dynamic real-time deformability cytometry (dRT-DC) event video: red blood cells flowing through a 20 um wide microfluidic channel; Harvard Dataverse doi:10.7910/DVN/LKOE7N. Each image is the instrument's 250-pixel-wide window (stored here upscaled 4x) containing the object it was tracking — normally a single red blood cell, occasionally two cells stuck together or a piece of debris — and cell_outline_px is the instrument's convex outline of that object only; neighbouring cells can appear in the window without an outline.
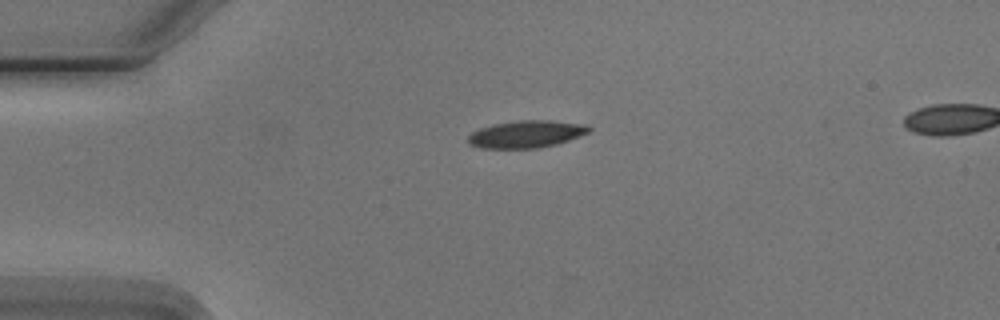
{"species": "Egyptian fruit bat (a non-hibernating species)", "species_latin": "Rousettus aegyptiacus", "temperature_condition": "cold", "stored_images_in_passage": 3, "camera_frame_rate_fps": 3000, "um_per_image_px": 0.085, "animal": {"sex": "male"}, "frame": {"image": 1, "passage_image": 1, "time_ms": 0.0, "image_size_px": [1000, 320], "cell_outline_px": [[592, 128], [588, 132], [568, 140], [556, 144], [540, 148], [480, 148], [468, 144], [468, 136], [472, 132], [480, 128], [492, 124], [516, 120], [552, 120], [588, 124]], "centroid_in_image_um": [44.73, 11.39], "position_along_channel_um": 40.3, "area_um2": 19.36}}
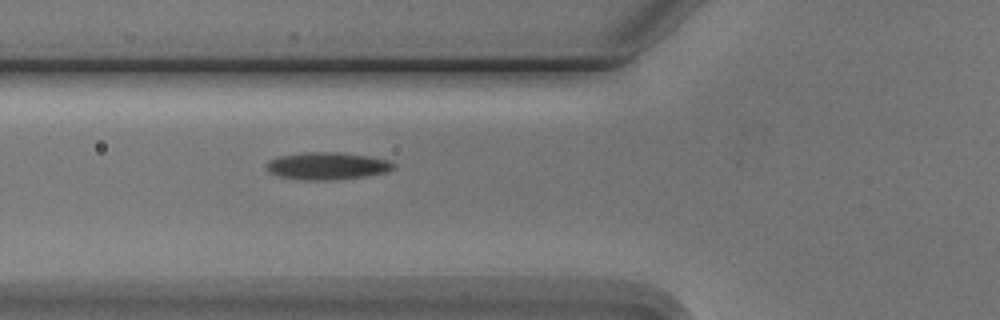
{"frame": {"image": 2, "passage_image": 3, "time_ms": 2.333, "image_size_px": [1000, 320], "cell_outline_px": [[396, 164], [392, 168], [384, 172], [364, 176], [332, 180], [300, 180], [276, 176], [268, 172], [264, 168], [264, 164], [268, 160], [280, 156], [304, 152], [340, 152], [368, 156], [388, 160]], "centroid_in_image_um": [27.71, 14.1], "position_along_channel_um": 98.1, "area_um2": 20.4}}